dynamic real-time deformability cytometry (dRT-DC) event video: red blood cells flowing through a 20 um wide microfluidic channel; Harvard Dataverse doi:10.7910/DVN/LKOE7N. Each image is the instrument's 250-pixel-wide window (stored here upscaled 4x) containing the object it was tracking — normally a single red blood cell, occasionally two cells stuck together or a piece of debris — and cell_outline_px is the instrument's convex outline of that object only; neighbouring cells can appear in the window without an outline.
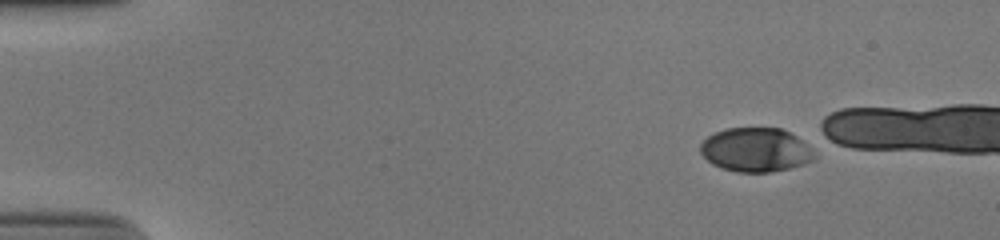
{"species": "human", "species_latin": "Homo sapiens", "temperature_condition": "cold", "stored_images_in_passage": 16, "camera_frame_rate_fps": 3000, "um_per_image_px": 0.085, "donor": {"sex": "male"}, "frame": {"image": 1, "passage_image": 1, "time_ms": 0.0, "image_size_px": [1000, 240], "cell_outline_px": [[816, 156], [812, 160], [804, 164], [788, 168], [768, 172], [736, 172], [720, 168], [712, 164], [700, 152], [700, 144], [708, 136], [716, 132], [728, 128], [780, 128], [796, 136], [808, 144]], "centroid_in_image_um": [64.23, 12.74], "position_along_channel_um": 20.8, "area_um2": 29.13}}
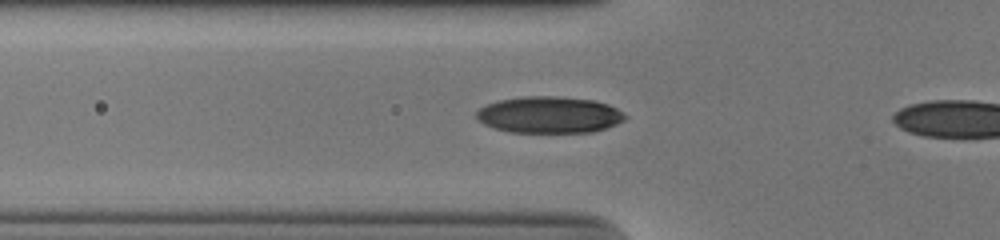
{"frame": {"image": 2, "passage_image": 14, "time_ms": 4.333, "image_size_px": [1000, 240], "cell_outline_px": [[628, 116], [624, 120], [616, 124], [592, 132], [508, 132], [492, 128], [476, 120], [476, 112], [480, 108], [488, 104], [500, 100], [524, 96], [556, 96], [592, 100], [608, 104], [616, 108]], "centroid_in_image_um": [46.66, 9.76], "position_along_channel_um": 79.1, "area_um2": 31.67}}